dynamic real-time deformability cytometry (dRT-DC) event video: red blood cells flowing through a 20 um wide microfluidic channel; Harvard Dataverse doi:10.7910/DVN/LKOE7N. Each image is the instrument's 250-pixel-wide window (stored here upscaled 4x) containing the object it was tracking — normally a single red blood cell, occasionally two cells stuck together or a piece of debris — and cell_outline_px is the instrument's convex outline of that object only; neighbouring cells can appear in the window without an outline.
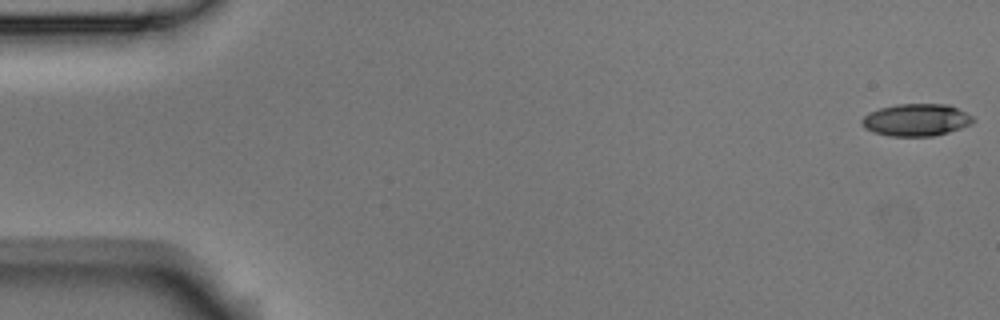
{"species": "Egyptian fruit bat (a non-hibernating species)", "species_latin": "Rousettus aegyptiacus", "temperature_condition": "room temperature", "stored_images_in_passage": 6, "camera_frame_rate_fps": 3000, "um_per_image_px": 0.085, "animal": {"sex": "male"}, "frame": {"image": 1, "passage_image": 1, "time_ms": 0.0, "image_size_px": [1000, 320], "cell_outline_px": [[976, 120], [972, 124], [948, 132], [932, 136], [888, 136], [872, 132], [864, 128], [860, 124], [860, 120], [868, 112], [880, 108], [896, 104], [948, 104], [972, 116]], "centroid_in_image_um": [77.83, 10.2], "position_along_channel_um": 7.2, "area_um2": 21.04}}
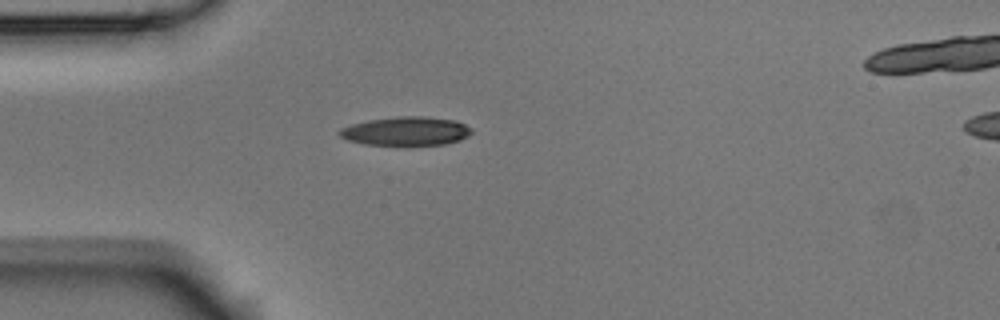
{"frame": {"image": 2, "passage_image": 5, "time_ms": 1.333, "image_size_px": [1000, 320], "cell_outline_px": [[472, 132], [468, 136], [460, 140], [444, 144], [408, 148], [404, 148], [364, 144], [348, 140], [340, 136], [336, 132], [340, 128], [352, 124], [368, 120], [400, 116], [424, 116], [456, 120], [472, 128]], "centroid_in_image_um": [34.51, 11.19], "position_along_channel_um": 50.5, "area_um2": 23.18}}